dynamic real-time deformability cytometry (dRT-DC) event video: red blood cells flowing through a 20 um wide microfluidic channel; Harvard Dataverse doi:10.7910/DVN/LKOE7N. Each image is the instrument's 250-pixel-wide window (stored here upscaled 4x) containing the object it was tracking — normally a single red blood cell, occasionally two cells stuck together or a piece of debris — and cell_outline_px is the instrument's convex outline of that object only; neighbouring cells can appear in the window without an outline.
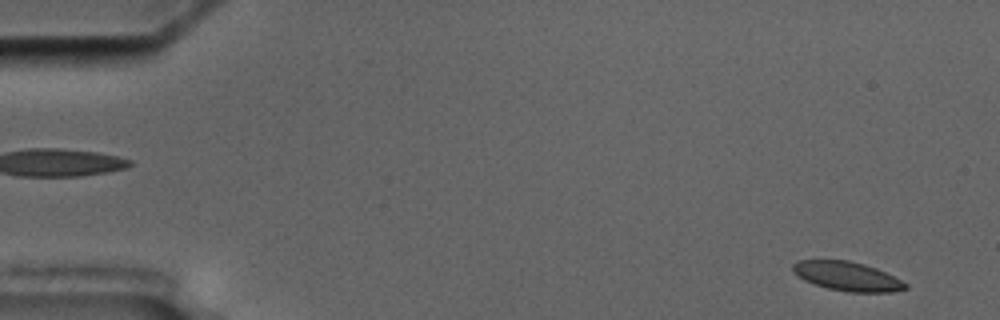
{"species": "common noctule bat (a hibernating species)", "species_latin": "Nyctalus noctula", "temperature_condition": "cold", "stored_images_in_passage": 6, "camera_frame_rate_fps": 3000, "um_per_image_px": 0.085, "animal": {"sex": "male", "body_mass_g": 17.5, "forearm_length_mm": 52.3}, "frame": {"image": 1, "passage_image": 1, "time_ms": 0.0, "image_size_px": [1000, 320], "cell_outline_px": [[908, 288], [892, 292], [848, 292], [828, 288], [804, 280], [792, 272], [792, 264], [796, 260], [848, 260], [864, 264], [876, 268], [908, 284]], "centroid_in_image_um": [71.98, 23.48], "position_along_channel_um": 13.0, "area_um2": 19.02}}